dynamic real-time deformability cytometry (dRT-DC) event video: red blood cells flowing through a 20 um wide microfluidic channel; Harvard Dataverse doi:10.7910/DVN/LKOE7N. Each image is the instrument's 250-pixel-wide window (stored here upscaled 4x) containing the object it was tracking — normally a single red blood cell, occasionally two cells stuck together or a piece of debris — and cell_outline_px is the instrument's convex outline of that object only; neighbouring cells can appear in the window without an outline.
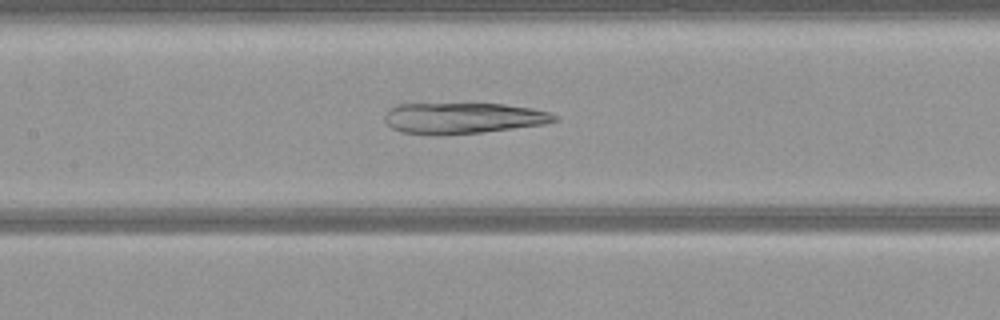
{"species": "common noctule bat (a hibernating species)", "species_latin": "Nyctalus noctula", "temperature_condition": "warm", "stored_images_in_passage": 51, "camera_frame_rate_fps": 3000, "um_per_image_px": 0.085, "animal": {"sex": "female", "body_mass_g": 21.9}, "frame": {"image": 1, "passage_image": 23, "time_ms": 7.333, "image_size_px": [1000, 320], "cell_outline_px": [[560, 120], [544, 124], [480, 132], [400, 132], [392, 128], [384, 120], [384, 112], [388, 108], [396, 104], [504, 104], [532, 108], [552, 112], [560, 116]], "centroid_in_image_um": [39.42, 9.99], "position_along_channel_um": 168.0, "area_um2": 29.88}}
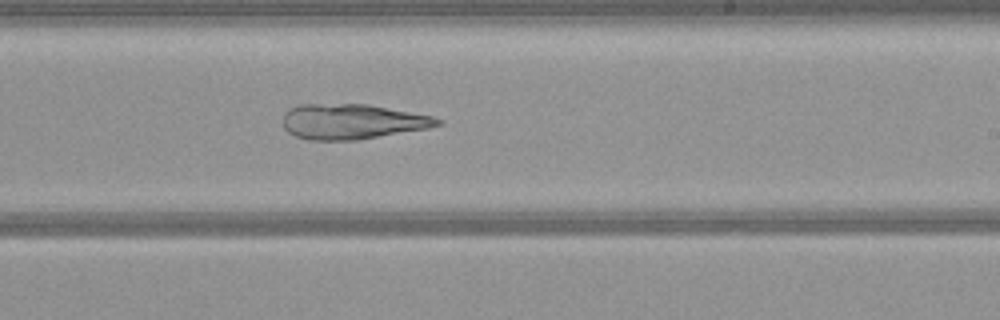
{"frame": {"image": 2, "passage_image": 30, "time_ms": 9.667, "image_size_px": [1000, 320], "cell_outline_px": [[444, 124], [428, 128], [356, 140], [308, 140], [296, 136], [288, 132], [284, 128], [284, 112], [288, 108], [300, 104], [368, 104], [432, 116], [444, 120]], "centroid_in_image_um": [29.93, 10.33], "position_along_channel_um": 259.1, "area_um2": 31.73}}
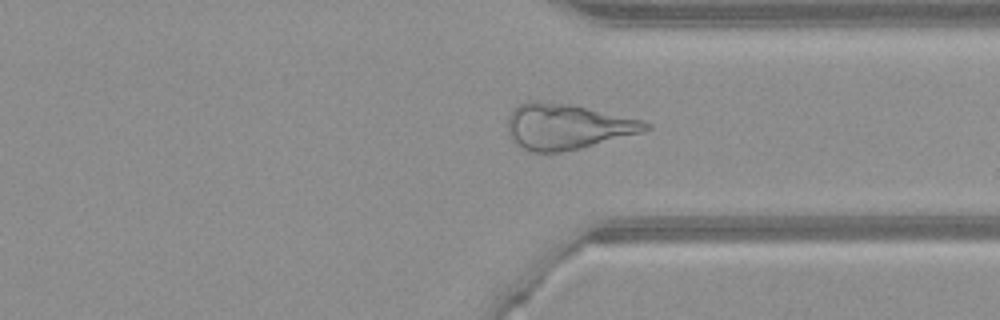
{"frame": {"image": 3, "passage_image": 38, "time_ms": 12.333, "image_size_px": [1000, 320], "cell_outline_px": [[652, 128], [644, 132], [580, 148], [560, 152], [532, 152], [520, 148], [508, 136], [508, 116], [520, 104], [528, 100], [540, 100], [572, 104], [644, 120], [652, 124]], "centroid_in_image_um": [48.22, 10.75], "position_along_channel_um": 363.2, "area_um2": 36.99}}